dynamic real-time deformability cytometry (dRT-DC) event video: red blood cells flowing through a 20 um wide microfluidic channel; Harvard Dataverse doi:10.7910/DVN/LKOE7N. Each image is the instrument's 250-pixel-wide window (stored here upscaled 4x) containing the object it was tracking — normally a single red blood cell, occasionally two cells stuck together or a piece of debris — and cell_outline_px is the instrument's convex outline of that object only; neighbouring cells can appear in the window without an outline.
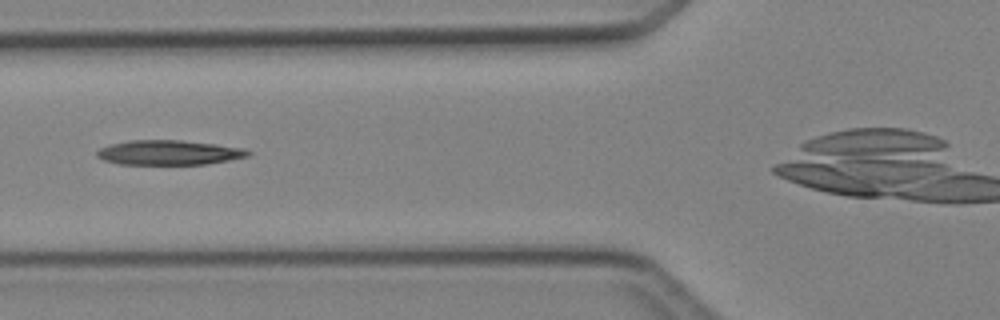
{"species": "Egyptian fruit bat (a non-hibernating species)", "species_latin": "Rousettus aegyptiacus", "temperature_condition": "cold", "stored_images_in_passage": 5, "camera_frame_rate_fps": 3000, "um_per_image_px": 0.085, "animal": {"sex": "female"}, "frame": {"image": 1, "passage_image": 4, "time_ms": 3.333, "image_size_px": [1000, 320], "cell_outline_px": [[252, 156], [208, 164], [120, 164], [104, 160], [96, 156], [96, 152], [100, 148], [112, 144], [128, 140], [180, 140], [216, 144], [244, 148], [252, 152]], "centroid_in_image_um": [14.41, 12.97], "position_along_channel_um": 111.4, "area_um2": 21.85}}